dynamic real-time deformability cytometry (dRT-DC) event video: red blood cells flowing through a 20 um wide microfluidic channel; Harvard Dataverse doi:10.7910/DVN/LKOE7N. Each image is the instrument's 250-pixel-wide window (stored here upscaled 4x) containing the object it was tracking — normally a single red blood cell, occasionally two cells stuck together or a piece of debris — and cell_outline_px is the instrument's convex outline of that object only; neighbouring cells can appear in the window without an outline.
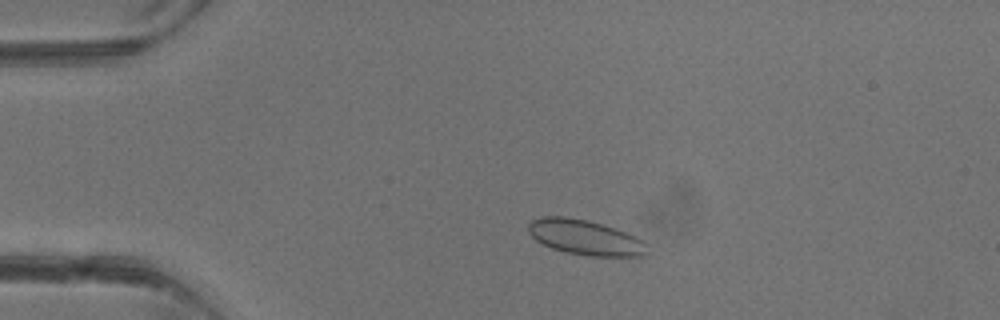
{"species": "common noctule bat (a hibernating species)", "species_latin": "Nyctalus noctula", "temperature_condition": "warm", "stored_images_in_passage": 4, "camera_frame_rate_fps": 3000, "um_per_image_px": 0.085, "animal": {"sex": "male", "body_mass_g": 13.3}, "frame": {"image": 1, "passage_image": 2, "time_ms": 1.0, "image_size_px": [1000, 320], "cell_outline_px": [[648, 256], [588, 256], [568, 252], [552, 248], [536, 240], [528, 232], [528, 224], [532, 220], [544, 216], [564, 216], [588, 220], [616, 228], [640, 240], [644, 244]], "centroid_in_image_um": [49.7, 20.17], "position_along_channel_um": 35.3, "area_um2": 23.99}}
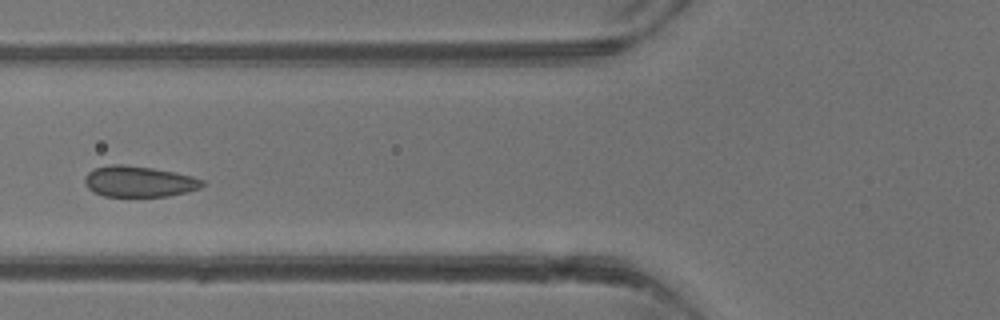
{"frame": {"image": 2, "passage_image": 4, "time_ms": 3.333, "image_size_px": [1000, 320], "cell_outline_px": [[204, 184], [200, 188], [188, 192], [168, 196], [104, 196], [92, 192], [84, 184], [84, 176], [88, 172], [96, 168], [112, 164], [124, 164], [152, 168], [176, 172], [192, 176], [204, 180]], "centroid_in_image_um": [11.81, 15.43], "position_along_channel_um": 114.0, "area_um2": 21.33}}